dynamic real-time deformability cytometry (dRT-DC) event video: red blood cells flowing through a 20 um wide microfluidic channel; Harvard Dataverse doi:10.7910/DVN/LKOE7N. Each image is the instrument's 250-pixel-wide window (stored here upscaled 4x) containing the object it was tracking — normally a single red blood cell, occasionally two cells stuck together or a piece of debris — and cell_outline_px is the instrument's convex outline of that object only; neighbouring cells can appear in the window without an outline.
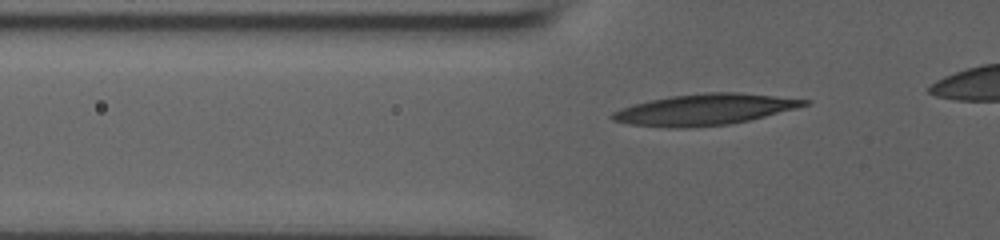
{"species": "human", "species_latin": "Homo sapiens", "temperature_condition": "room temperature", "stored_images_in_passage": 35, "camera_frame_rate_fps": 3000, "um_per_image_px": 0.085, "donor": {"sex": "male"}, "frame": {"image": 1, "passage_image": 5, "time_ms": 1.333, "image_size_px": [1000, 240], "cell_outline_px": [[812, 100], [808, 104], [796, 108], [748, 120], [728, 124], [688, 128], [668, 128], [628, 124], [612, 120], [608, 116], [612, 112], [620, 108], [632, 104], [672, 96], [708, 92], [736, 92], [776, 96]], "centroid_in_image_um": [59.83, 9.31], "position_along_channel_um": 66.0, "area_um2": 34.68}}
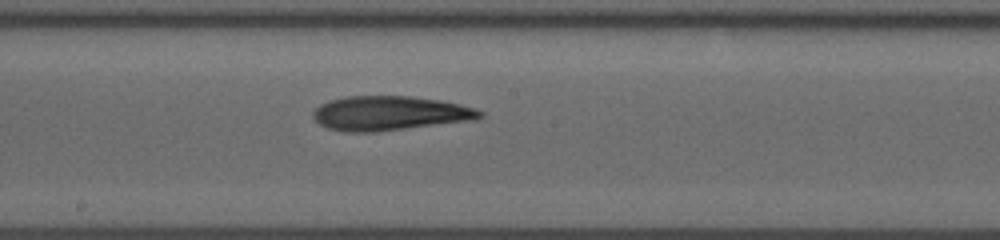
{"frame": {"image": 2, "passage_image": 17, "time_ms": 5.333, "image_size_px": [1000, 240], "cell_outline_px": [[484, 116], [472, 120], [372, 132], [348, 132], [328, 128], [320, 124], [312, 116], [312, 112], [320, 104], [328, 100], [348, 96], [412, 96], [440, 100], [460, 104], [476, 108], [484, 112]], "centroid_in_image_um": [33.12, 9.61], "position_along_channel_um": 215.1, "area_um2": 33.29}}
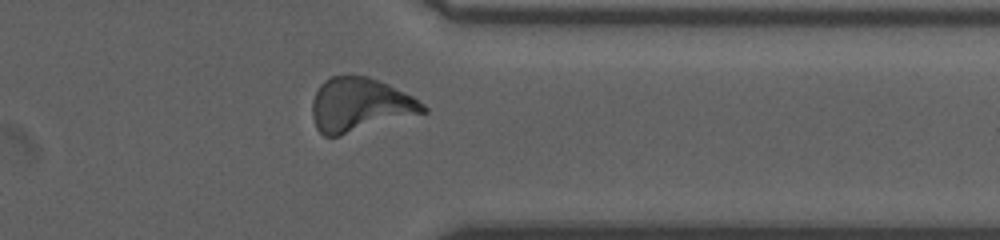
{"frame": {"image": 3, "passage_image": 30, "time_ms": 9.667, "image_size_px": [1000, 240], "cell_outline_px": [[428, 112], [340, 136], [324, 136], [316, 128], [312, 116], [312, 100], [320, 84], [324, 80], [332, 76], [368, 76], [388, 84], [412, 96], [424, 104], [428, 108]], "centroid_in_image_um": [30.59, 8.93], "position_along_channel_um": 380.8, "area_um2": 34.85}}